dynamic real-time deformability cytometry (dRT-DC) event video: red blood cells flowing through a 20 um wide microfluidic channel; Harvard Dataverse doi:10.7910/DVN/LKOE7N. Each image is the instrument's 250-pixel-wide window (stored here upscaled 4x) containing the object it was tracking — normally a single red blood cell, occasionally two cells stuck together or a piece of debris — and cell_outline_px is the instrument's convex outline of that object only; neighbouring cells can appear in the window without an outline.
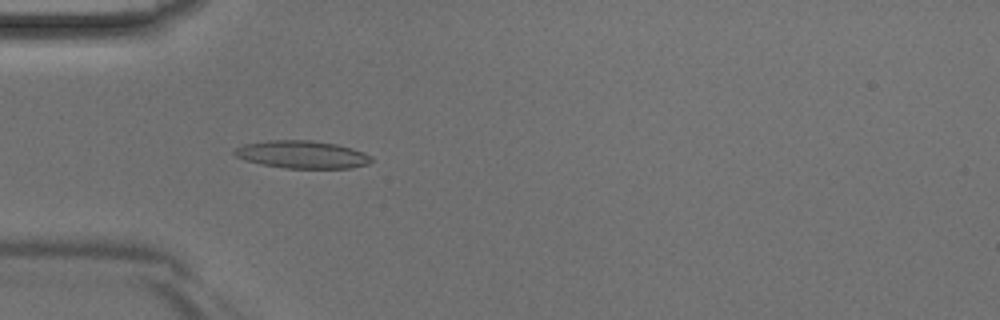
{"species": "Egyptian fruit bat (a non-hibernating species)", "species_latin": "Rousettus aegyptiacus", "temperature_condition": "room temperature", "stored_images_in_passage": 42, "camera_frame_rate_fps": 3000, "um_per_image_px": 0.085, "animal": {"sex": "male"}, "frame": {"image": 1, "passage_image": 11, "time_ms": 3.333, "image_size_px": [1000, 320], "cell_outline_px": [[372, 160], [368, 164], [352, 168], [284, 168], [244, 160], [236, 156], [232, 152], [232, 148], [244, 144], [268, 140], [312, 140], [336, 144], [352, 148], [364, 152], [372, 156]], "centroid_in_image_um": [25.67, 13.13], "position_along_channel_um": 59.3, "area_um2": 22.2}}
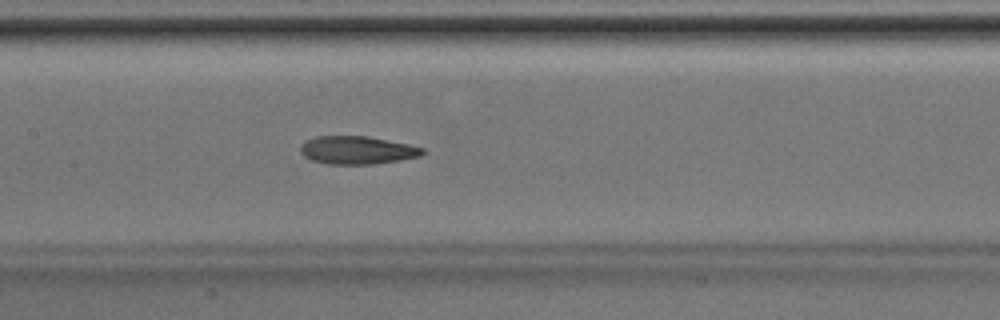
{"frame": {"image": 2, "passage_image": 19, "time_ms": 6.0, "image_size_px": [1000, 320], "cell_outline_px": [[424, 152], [420, 156], [400, 160], [372, 164], [328, 164], [312, 160], [304, 156], [300, 152], [300, 144], [316, 136], [368, 136], [408, 144], [424, 148]], "centroid_in_image_um": [30.34, 12.76], "position_along_channel_um": 177.1, "area_um2": 19.88}}
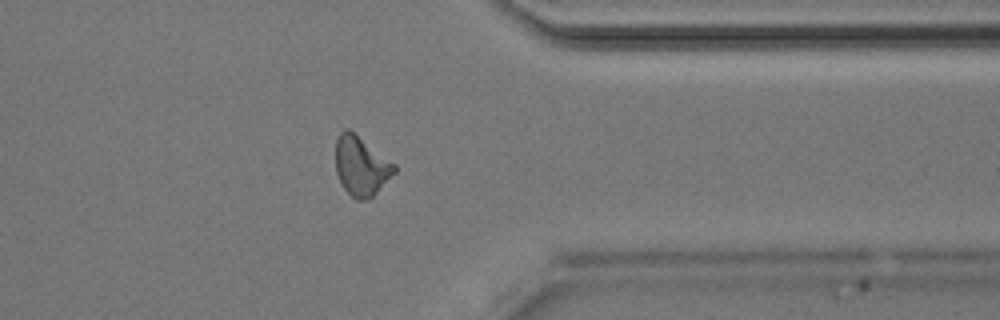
{"frame": {"image": 3, "passage_image": 33, "time_ms": 10.667, "image_size_px": [1000, 320], "cell_outline_px": [[396, 172], [372, 196], [364, 200], [356, 200], [344, 188], [336, 172], [336, 140], [340, 132], [344, 128], [348, 128], [396, 164]], "centroid_in_image_um": [30.7, 14.09], "position_along_channel_um": 380.7, "area_um2": 20.11}}